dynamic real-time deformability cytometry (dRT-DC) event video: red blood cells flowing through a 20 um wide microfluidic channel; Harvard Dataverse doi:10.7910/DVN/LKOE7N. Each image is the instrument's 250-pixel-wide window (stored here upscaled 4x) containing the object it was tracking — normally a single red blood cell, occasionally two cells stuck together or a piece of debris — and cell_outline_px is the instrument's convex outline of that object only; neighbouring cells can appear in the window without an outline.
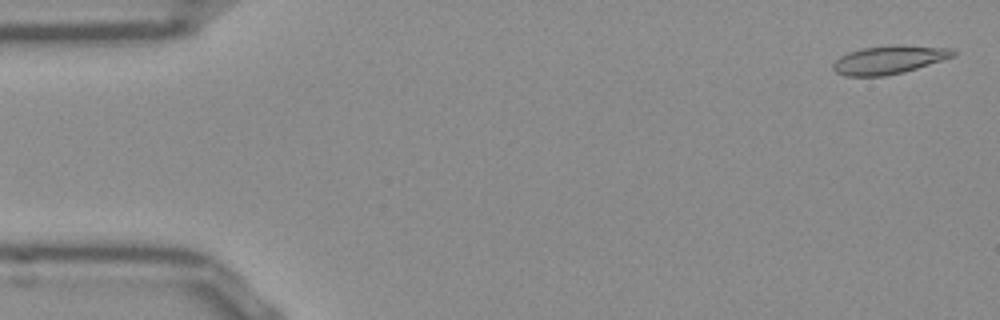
{"species": "Egyptian fruit bat (a non-hibernating species)", "species_latin": "Rousettus aegyptiacus", "temperature_condition": "room temperature", "stored_images_in_passage": 52, "camera_frame_rate_fps": 3000, "um_per_image_px": 0.085, "frame": {"image": 1, "passage_image": 2, "time_ms": 0.333, "image_size_px": [1000, 320], "cell_outline_px": [[956, 56], [904, 72], [884, 76], [844, 76], [836, 72], [832, 68], [832, 64], [840, 56], [848, 52], [860, 48], [892, 44], [904, 44], [952, 48], [956, 52]], "centroid_in_image_um": [75.58, 5.06], "position_along_channel_um": 9.4, "area_um2": 20.23}}
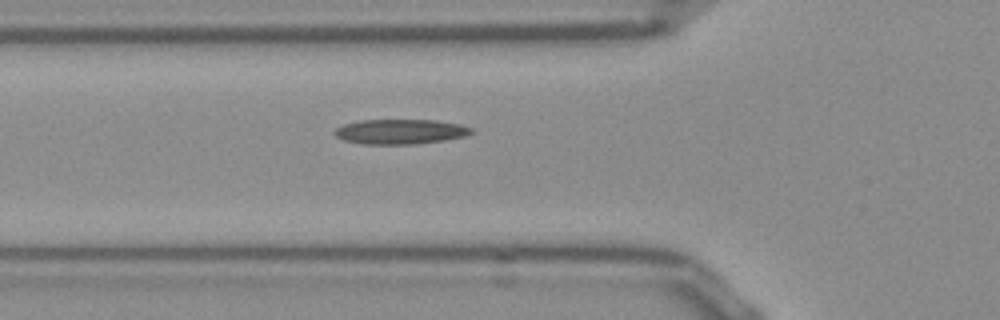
{"frame": {"image": 2, "passage_image": 18, "time_ms": 5.667, "image_size_px": [1000, 320], "cell_outline_px": [[476, 132], [464, 136], [444, 140], [412, 144], [364, 144], [344, 140], [336, 136], [332, 132], [336, 128], [344, 124], [356, 120], [436, 120], [460, 124], [472, 128]], "centroid_in_image_um": [34.02, 11.18], "position_along_channel_um": 91.8, "area_um2": 19.88}}
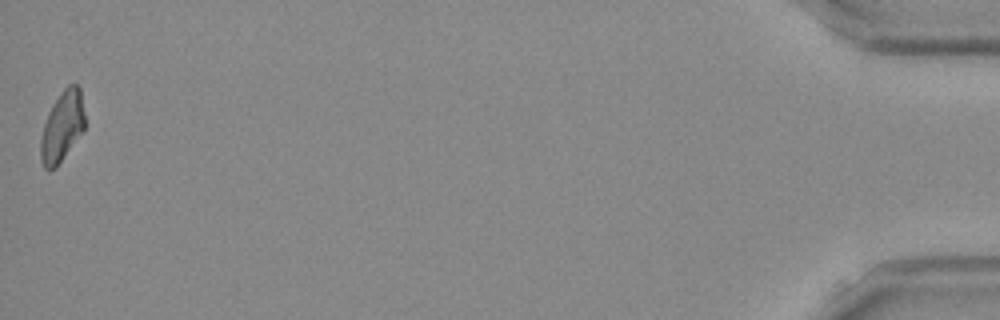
{"frame": {"image": 3, "passage_image": 52, "time_ms": 17.0, "image_size_px": [1000, 320], "cell_outline_px": [[84, 128], [56, 168], [44, 168], [40, 160], [40, 140], [44, 124], [48, 112], [52, 104], [60, 92], [68, 84], [76, 84], [80, 88], [84, 112]], "centroid_in_image_um": [5.26, 10.73], "position_along_channel_um": 429.9, "area_um2": 17.92}}